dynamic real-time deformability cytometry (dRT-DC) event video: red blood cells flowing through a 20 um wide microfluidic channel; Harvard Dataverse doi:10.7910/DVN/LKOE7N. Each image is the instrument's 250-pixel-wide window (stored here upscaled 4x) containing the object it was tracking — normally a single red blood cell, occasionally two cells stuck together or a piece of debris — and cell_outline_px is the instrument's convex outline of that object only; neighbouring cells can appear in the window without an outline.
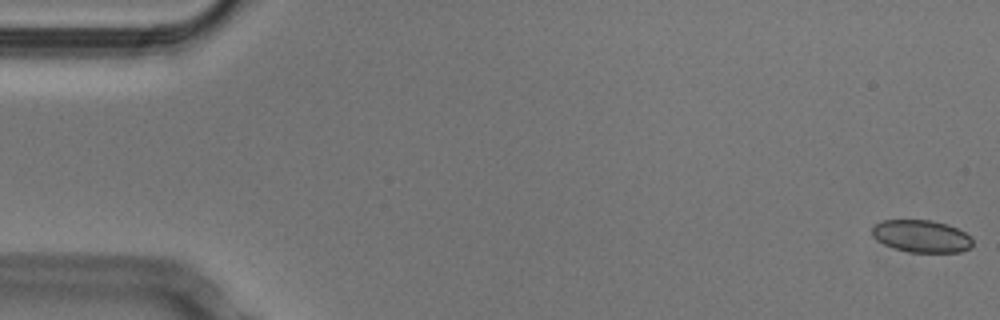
{"species": "Egyptian fruit bat (a non-hibernating species)", "species_latin": "Rousettus aegyptiacus", "temperature_condition": "cold", "stored_images_in_passage": 53, "camera_frame_rate_fps": 3000, "um_per_image_px": 0.085, "animal": {"sex": "male"}, "frame": {"image": 1, "passage_image": 1, "time_ms": 0.0, "image_size_px": [1000, 320], "cell_outline_px": [[972, 248], [960, 252], [908, 252], [884, 244], [876, 240], [872, 236], [872, 228], [876, 224], [884, 220], [932, 220], [948, 224], [972, 236]], "centroid_in_image_um": [78.35, 20.08], "position_along_channel_um": 6.7, "area_um2": 19.02}}
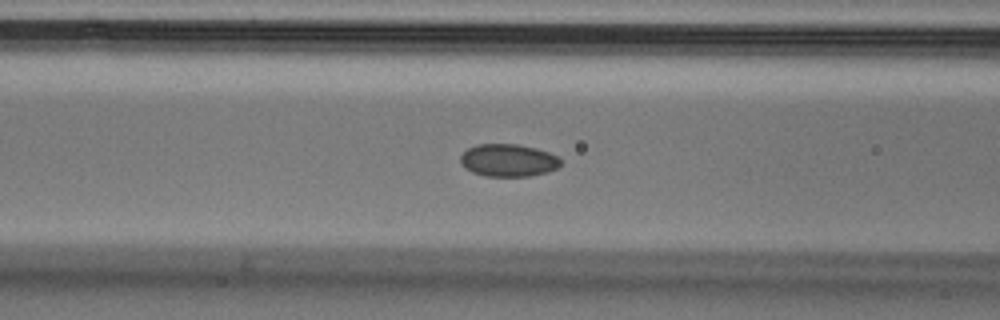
{"frame": {"image": 2, "passage_image": 21, "time_ms": 6.667, "image_size_px": [1000, 320], "cell_outline_px": [[560, 164], [556, 168], [548, 172], [532, 176], [484, 176], [472, 172], [464, 168], [460, 164], [460, 156], [468, 148], [476, 144], [520, 144], [536, 148], [548, 152], [556, 156], [560, 160]], "centroid_in_image_um": [43.17, 13.63], "position_along_channel_um": 123.4, "area_um2": 19.13}}
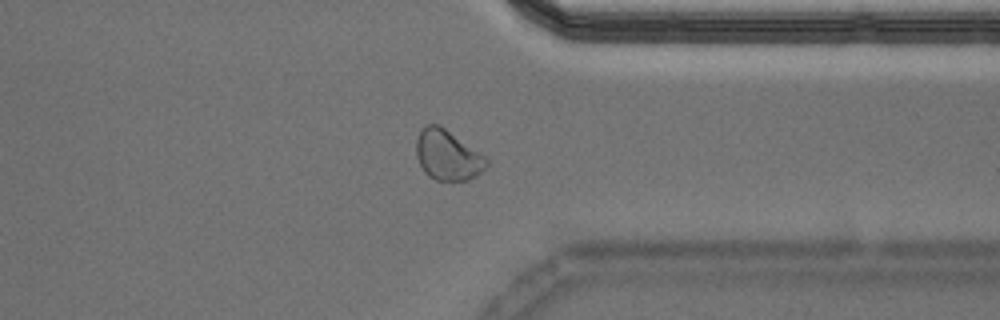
{"frame": {"image": 3, "passage_image": 41, "time_ms": 13.333, "image_size_px": [1000, 320], "cell_outline_px": [[488, 164], [476, 176], [468, 180], [436, 180], [428, 176], [424, 172], [416, 156], [416, 140], [420, 128], [428, 124], [440, 124], [484, 156], [488, 160]], "centroid_in_image_um": [38.0, 13.17], "position_along_channel_um": 373.4, "area_um2": 20.46}, "authors_computed_cell_mechanics": {"area_um2": 19.363, "velocity_mm_per_s": 3.7918, "shape_relaxation_time_tau1_ms": 5.6028, "shape_relaxation_time_tau2_ms": 5.9121, "deformation_change_tau1": 0.0871, "deformation_change_tau2": 0.0582}}